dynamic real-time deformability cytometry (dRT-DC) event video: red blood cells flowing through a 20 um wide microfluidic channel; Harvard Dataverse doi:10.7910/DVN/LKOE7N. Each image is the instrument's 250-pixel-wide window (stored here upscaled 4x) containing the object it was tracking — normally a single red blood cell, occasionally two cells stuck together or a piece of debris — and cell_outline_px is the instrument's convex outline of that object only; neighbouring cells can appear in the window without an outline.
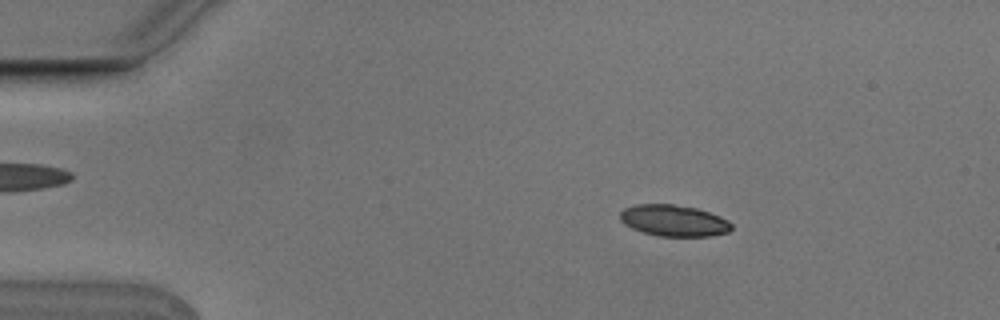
{"species": "Egyptian fruit bat (a non-hibernating species)", "species_latin": "Rousettus aegyptiacus", "temperature_condition": "cold", "stored_images_in_passage": 5, "camera_frame_rate_fps": 3000, "um_per_image_px": 0.085, "animal": {"sex": "male"}, "frame": {"image": 1, "passage_image": 3, "time_ms": 0.667, "image_size_px": [1000, 320], "cell_outline_px": [[732, 228], [728, 232], [712, 236], [660, 236], [644, 232], [632, 228], [624, 224], [620, 220], [620, 212], [624, 208], [636, 204], [672, 204], [696, 208], [720, 216], [728, 220], [732, 224]], "centroid_in_image_um": [57.27, 18.75], "position_along_channel_um": 27.7, "area_um2": 20.35}}